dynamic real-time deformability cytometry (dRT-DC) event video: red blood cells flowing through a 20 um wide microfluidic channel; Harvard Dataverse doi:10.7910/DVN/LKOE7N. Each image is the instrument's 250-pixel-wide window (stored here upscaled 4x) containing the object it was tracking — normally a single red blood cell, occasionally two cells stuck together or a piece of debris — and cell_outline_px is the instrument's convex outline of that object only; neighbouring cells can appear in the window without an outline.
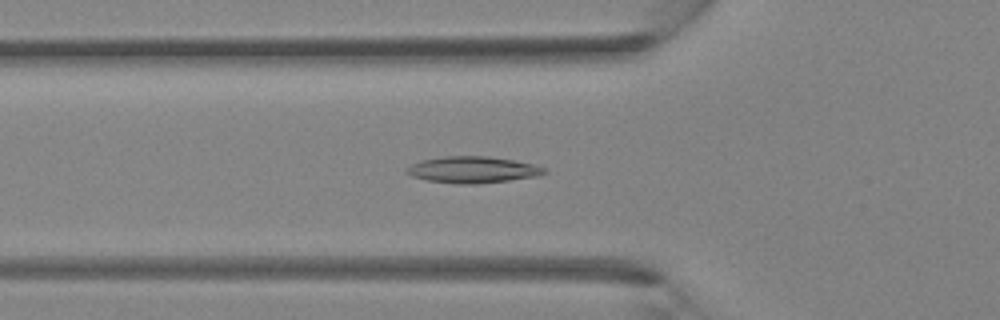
{"species": "Egyptian fruit bat (a non-hibernating species)", "species_latin": "Rousettus aegyptiacus", "temperature_condition": "room temperature", "stored_images_in_passage": 30, "camera_frame_rate_fps": 3000, "um_per_image_px": 0.085, "animal": {"sex": "female"}, "frame": {"image": 1, "passage_image": 8, "time_ms": 2.333, "image_size_px": [1000, 320], "cell_outline_px": [[548, 172], [540, 176], [476, 184], [456, 184], [428, 180], [412, 176], [404, 172], [412, 164], [420, 160], [444, 156], [488, 156], [536, 164], [544, 168]], "centroid_in_image_um": [40.2, 14.42], "position_along_channel_um": 85.6, "area_um2": 21.27}}
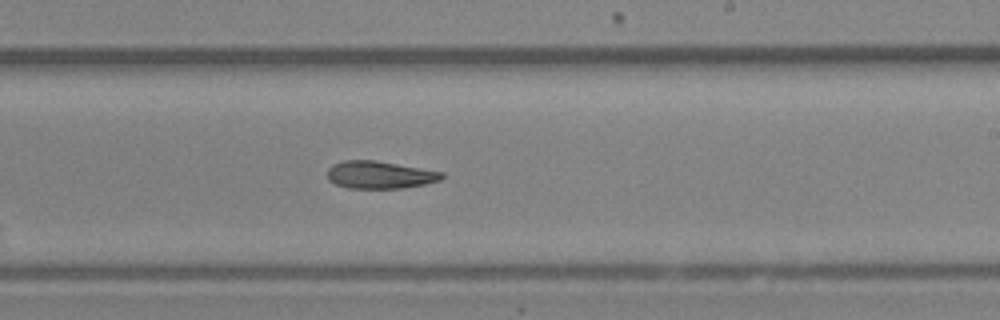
{"frame": {"image": 2, "passage_image": 18, "time_ms": 5.667, "image_size_px": [1000, 320], "cell_outline_px": [[444, 176], [440, 180], [424, 184], [404, 188], [348, 188], [336, 184], [328, 180], [328, 168], [332, 164], [344, 160], [372, 160], [444, 172]], "centroid_in_image_um": [32.26, 14.86], "position_along_channel_um": 256.7, "area_um2": 18.21}}
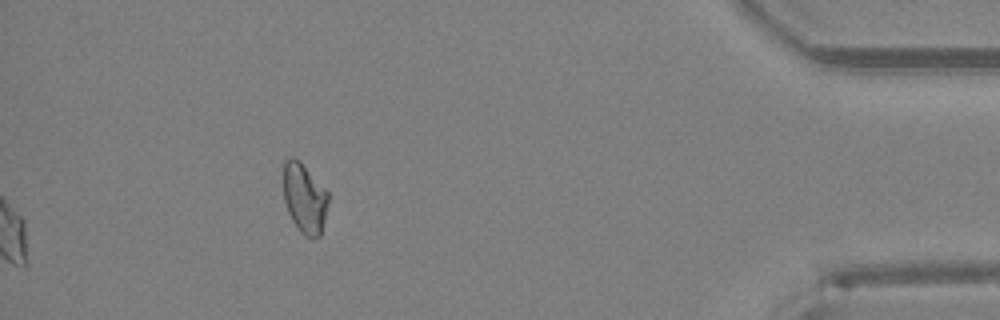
{"frame": {"image": 3, "passage_image": 30, "time_ms": 9.667, "image_size_px": [1000, 320], "cell_outline_px": [[328, 204], [320, 236], [312, 240], [304, 236], [300, 232], [292, 220], [288, 212], [284, 200], [284, 160], [288, 156], [292, 156], [300, 160], [328, 192]], "centroid_in_image_um": [25.88, 16.85], "position_along_channel_um": 409.3, "area_um2": 18.44}}